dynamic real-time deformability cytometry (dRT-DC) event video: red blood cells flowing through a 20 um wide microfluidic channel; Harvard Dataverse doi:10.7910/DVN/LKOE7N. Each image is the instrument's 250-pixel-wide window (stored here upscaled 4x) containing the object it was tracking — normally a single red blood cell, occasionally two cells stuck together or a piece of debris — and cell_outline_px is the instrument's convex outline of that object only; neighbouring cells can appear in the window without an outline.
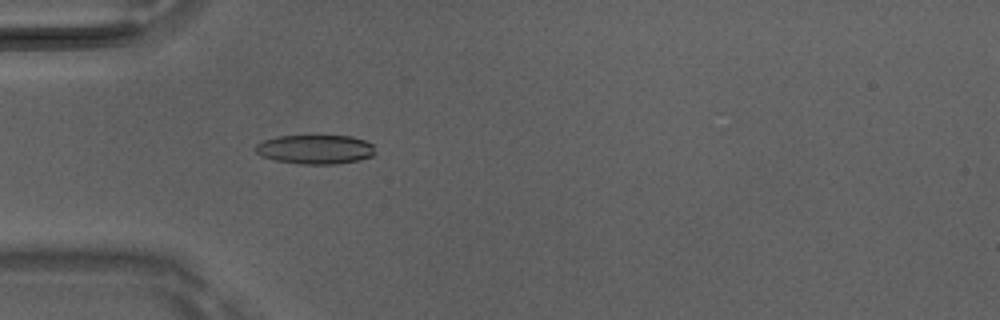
{"species": "Egyptian fruit bat (a non-hibernating species)", "species_latin": "Rousettus aegyptiacus", "temperature_condition": "room temperature", "stored_images_in_passage": 51, "camera_frame_rate_fps": 3000, "um_per_image_px": 0.085, "animal": {"sex": "male"}, "frame": {"image": 1, "passage_image": 16, "time_ms": 5.0, "image_size_px": [1000, 320], "cell_outline_px": [[376, 152], [372, 156], [360, 160], [336, 164], [300, 164], [276, 160], [260, 156], [256, 152], [256, 144], [264, 140], [276, 136], [352, 136], [364, 140], [372, 144]], "centroid_in_image_um": [26.81, 12.7], "position_along_channel_um": 58.2, "area_um2": 20.4}}
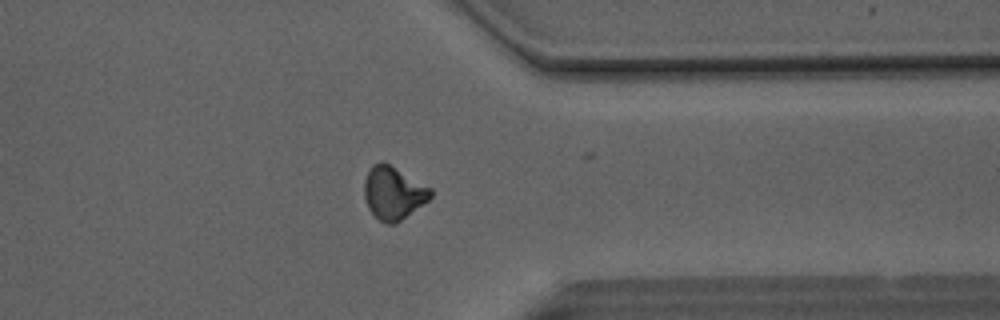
{"frame": {"image": 2, "passage_image": 40, "time_ms": 13.0, "image_size_px": [1000, 320], "cell_outline_px": [[432, 196], [428, 200], [396, 224], [384, 224], [368, 208], [364, 196], [364, 180], [368, 168], [372, 164], [380, 160], [384, 160], [432, 188]], "centroid_in_image_um": [33.42, 16.36], "position_along_channel_um": 378.0, "area_um2": 20.81}}
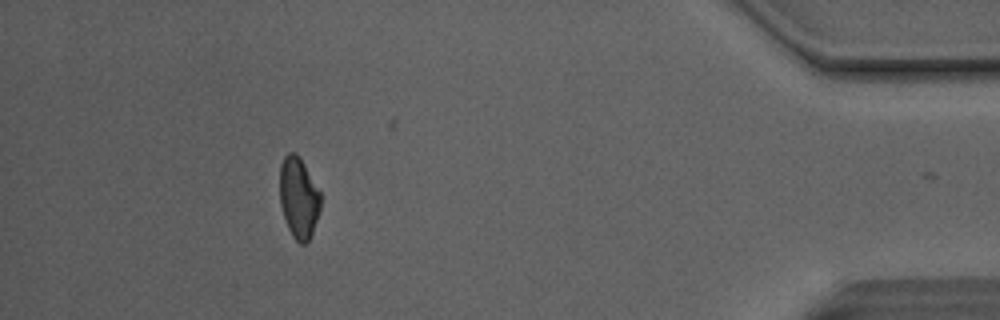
{"frame": {"image": 3, "passage_image": 46, "time_ms": 15.0, "image_size_px": [1000, 320], "cell_outline_px": [[320, 208], [312, 232], [308, 240], [304, 244], [300, 244], [292, 236], [288, 228], [280, 204], [280, 164], [284, 156], [288, 152], [296, 152], [300, 156], [320, 192]], "centroid_in_image_um": [25.37, 16.77], "position_along_channel_um": 409.8, "area_um2": 19.19}, "authors_computed_cell_mechanics": {"area_um2": 20.2878, "velocity_mm_per_s": 4.1294, "shape_relaxation_time_tau1_ms": 6.1499, "shape_relaxation_time_tau2_ms": 3.4768, "deformation_change_tau1": 0.1477, "deformation_change_tau2": 0.1051}}